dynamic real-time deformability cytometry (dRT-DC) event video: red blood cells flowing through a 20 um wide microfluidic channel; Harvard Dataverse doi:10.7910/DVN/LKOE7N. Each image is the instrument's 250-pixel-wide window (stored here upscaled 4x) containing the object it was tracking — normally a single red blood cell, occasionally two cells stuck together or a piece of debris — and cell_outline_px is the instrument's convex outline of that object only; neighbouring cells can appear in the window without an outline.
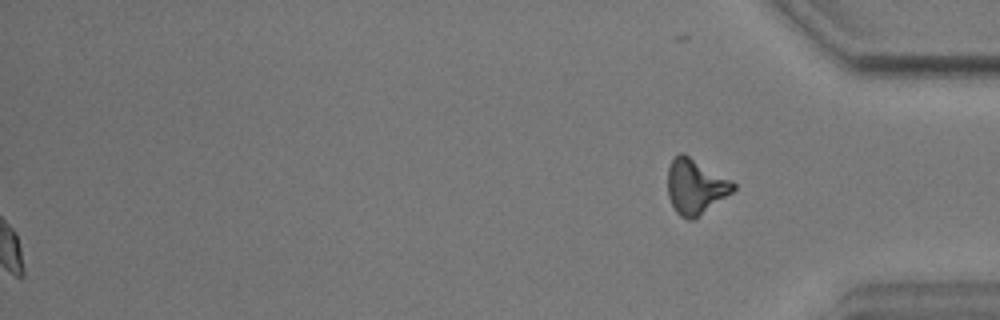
{"species": "common noctule bat (a hibernating species)", "species_latin": "Nyctalus noctula", "temperature_condition": "warm", "stored_images_in_passage": 55, "segment_of_instrument_passage": [2, 2], "camera_frame_rate_fps": 3000, "um_per_image_px": 0.085, "animal": {"sex": "male", "body_mass_g": 17.9}, "frame": {"image": 1, "passage_image": 55, "time_ms": 18.0, "image_size_px": [1000, 320], "cell_outline_px": [[736, 188], [732, 192], [692, 220], [688, 220], [680, 216], [676, 212], [668, 196], [668, 168], [672, 160], [680, 152], [684, 152], [732, 180], [736, 184]], "centroid_in_image_um": [59.11, 15.83], "position_along_channel_um": 376.1, "area_um2": 20.98}}